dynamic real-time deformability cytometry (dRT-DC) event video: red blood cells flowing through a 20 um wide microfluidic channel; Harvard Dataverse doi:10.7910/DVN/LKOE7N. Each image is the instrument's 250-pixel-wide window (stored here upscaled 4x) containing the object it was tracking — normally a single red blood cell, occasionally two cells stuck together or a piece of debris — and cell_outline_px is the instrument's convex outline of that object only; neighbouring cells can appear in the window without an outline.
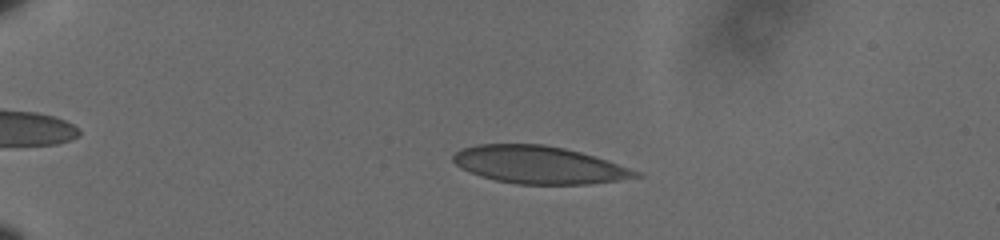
{"species": "human", "species_latin": "Homo sapiens", "temperature_condition": "cold", "stored_images_in_passage": 58, "camera_frame_rate_fps": 3000, "um_per_image_px": 0.085, "donor": {"sex": "male"}, "frame": {"image": 1, "passage_image": 14, "time_ms": 4.333, "image_size_px": [1000, 240], "cell_outline_px": [[644, 176], [588, 184], [516, 184], [496, 180], [480, 176], [460, 168], [452, 160], [452, 156], [460, 148], [480, 144], [544, 144], [564, 148], [580, 152], [608, 160], [640, 172]], "centroid_in_image_um": [45.79, 14.01], "position_along_channel_um": 39.2, "area_um2": 39.88}}
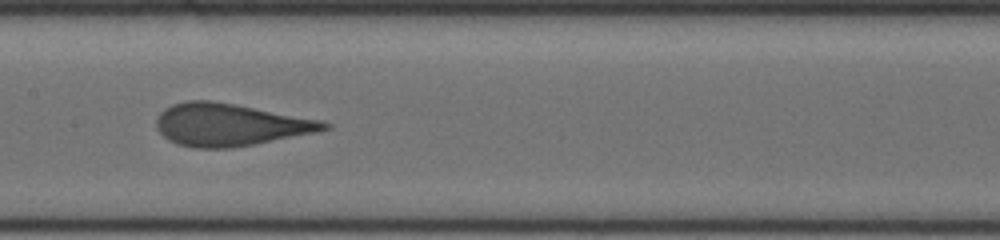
{"frame": {"image": 2, "passage_image": 32, "time_ms": 10.333, "image_size_px": [1000, 240], "cell_outline_px": [[332, 128], [316, 132], [256, 144], [232, 148], [196, 148], [176, 144], [168, 140], [156, 128], [156, 116], [164, 108], [172, 104], [188, 100], [212, 100], [236, 104], [320, 120], [332, 124]], "centroid_in_image_um": [19.52, 10.6], "position_along_channel_um": 187.9, "area_um2": 41.62}}
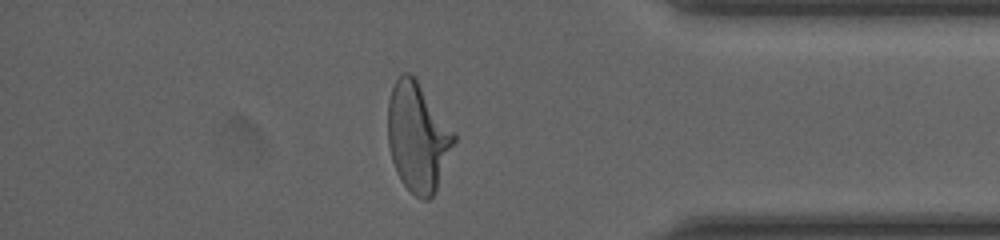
{"frame": {"image": 3, "passage_image": 51, "time_ms": 16.667, "image_size_px": [1000, 240], "cell_outline_px": [[456, 140], [436, 188], [432, 196], [428, 200], [424, 200], [416, 196], [400, 180], [396, 172], [392, 160], [388, 144], [388, 100], [392, 88], [396, 80], [404, 72], [408, 72], [416, 76], [456, 132]], "centroid_in_image_um": [35.52, 11.59], "position_along_channel_um": 399.7, "area_um2": 42.25}, "authors_computed_cell_mechanics": {"area_um2": 40.6912, "velocity_mm_per_s": 3.6012, "shape_relaxation_time_tau1_ms": 5.3718, "shape_relaxation_time_tau2_ms": 0.6719, "deformation_change_tau1": 0.1893, "deformation_change_tau2": 0.0705}}